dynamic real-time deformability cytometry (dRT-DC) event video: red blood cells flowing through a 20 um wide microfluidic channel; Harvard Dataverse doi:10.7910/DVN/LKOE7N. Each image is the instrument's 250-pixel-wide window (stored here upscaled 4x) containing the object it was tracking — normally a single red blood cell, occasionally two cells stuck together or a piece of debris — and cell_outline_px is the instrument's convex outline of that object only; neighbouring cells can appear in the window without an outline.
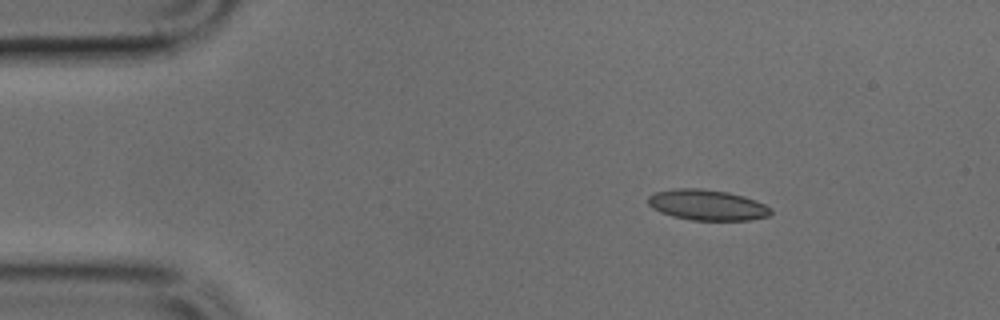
{"species": "common noctule bat (a hibernating species)", "species_latin": "Nyctalus noctula", "temperature_condition": "cold", "stored_images_in_passage": 43, "camera_frame_rate_fps": 3000, "um_per_image_px": 0.085, "animal": {"sex": "male", "body_mass_g": 17.9, "forearm_length_mm": 54.2}, "frame": {"image": 1, "passage_image": 1, "time_ms": 0.0, "image_size_px": [1000, 320], "cell_outline_px": [[772, 212], [768, 216], [748, 220], [692, 220], [672, 216], [660, 212], [652, 208], [648, 204], [648, 196], [656, 192], [672, 188], [700, 188], [728, 192], [744, 196], [756, 200], [772, 208]], "centroid_in_image_um": [60.1, 17.41], "position_along_channel_um": 24.9, "area_um2": 22.02}}
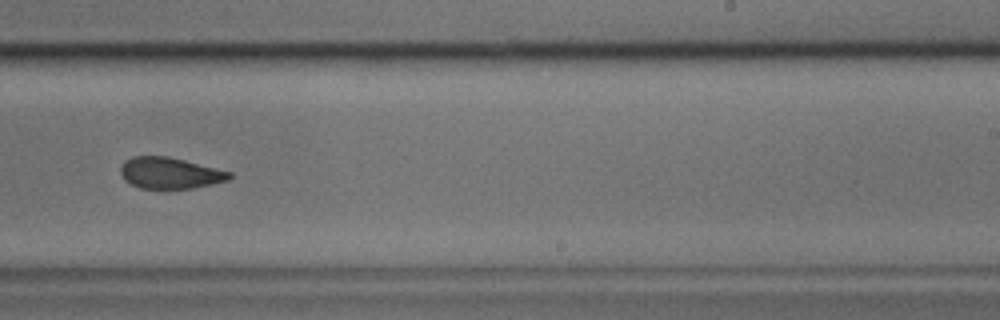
{"frame": {"image": 2, "passage_image": 24, "time_ms": 7.667, "image_size_px": [1000, 320], "cell_outline_px": [[232, 176], [228, 180], [212, 184], [192, 188], [140, 188], [124, 180], [120, 172], [120, 168], [124, 160], [132, 156], [168, 156], [232, 172]], "centroid_in_image_um": [14.42, 14.7], "position_along_channel_um": 274.6, "area_um2": 19.77}}
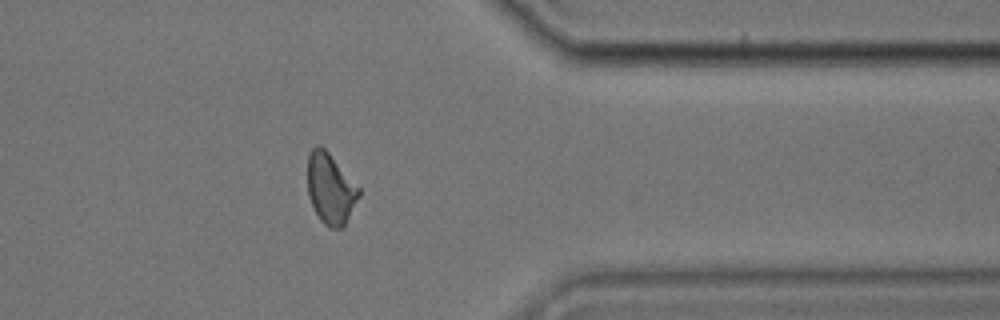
{"frame": {"image": 3, "passage_image": 33, "time_ms": 10.667, "image_size_px": [1000, 320], "cell_outline_px": [[360, 196], [344, 224], [340, 228], [328, 228], [320, 220], [308, 196], [308, 156], [312, 148], [316, 144], [320, 144], [328, 152], [360, 188]], "centroid_in_image_um": [28.08, 16.02], "position_along_channel_um": 383.3, "area_um2": 20.92}}